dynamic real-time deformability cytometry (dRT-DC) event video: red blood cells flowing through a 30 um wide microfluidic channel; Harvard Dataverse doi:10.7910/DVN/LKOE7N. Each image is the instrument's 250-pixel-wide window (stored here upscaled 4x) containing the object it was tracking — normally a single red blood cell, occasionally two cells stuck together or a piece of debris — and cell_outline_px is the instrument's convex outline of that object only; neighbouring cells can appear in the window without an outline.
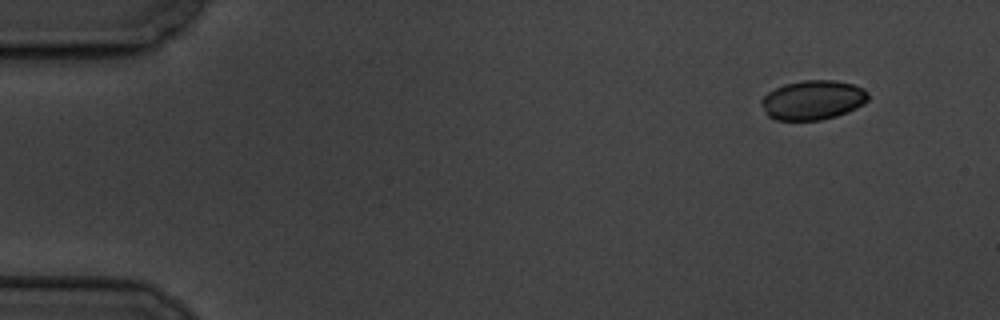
{"species": "common noctule bat (a hibernating species)", "species_latin": "Nyctalus noctula", "temperature_condition": "cold", "stored_images_in_passage": 10, "camera_frame_rate_fps": 3000, "um_per_image_px": 0.085, "animal": {"sex": "male", "body_mass_g": 19.5, "forearm_length_mm": 54.6}, "frame": {"image": 1, "passage_image": 1, "time_ms": 0.0, "image_size_px": [1000, 320], "cell_outline_px": [[868, 100], [864, 104], [848, 112], [836, 116], [820, 120], [776, 120], [768, 116], [760, 104], [760, 100], [768, 92], [784, 84], [804, 80], [836, 80], [856, 84], [864, 88], [868, 92]], "centroid_in_image_um": [69.11, 8.49], "position_along_channel_um": 15.9, "area_um2": 24.8}}
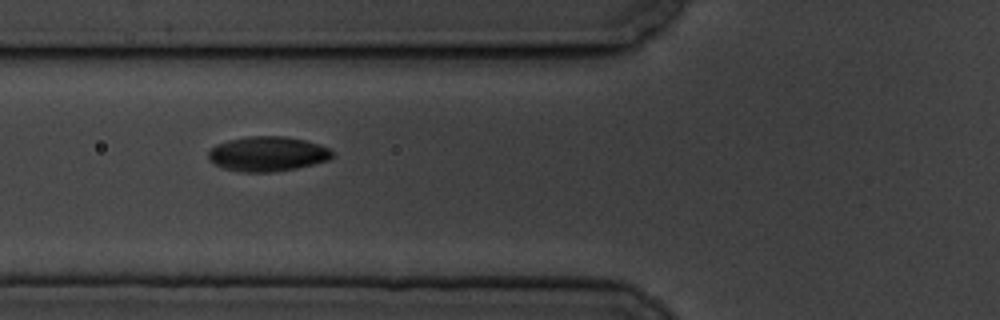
{"frame": {"image": 2, "passage_image": 6, "time_ms": 5.667, "image_size_px": [1000, 320], "cell_outline_px": [[332, 156], [328, 160], [296, 168], [272, 172], [244, 172], [224, 168], [208, 160], [208, 152], [216, 144], [228, 140], [248, 136], [284, 136], [304, 140], [320, 144], [328, 148], [332, 152]], "centroid_in_image_um": [22.72, 13.07], "position_along_channel_um": 103.1, "area_um2": 24.97}}
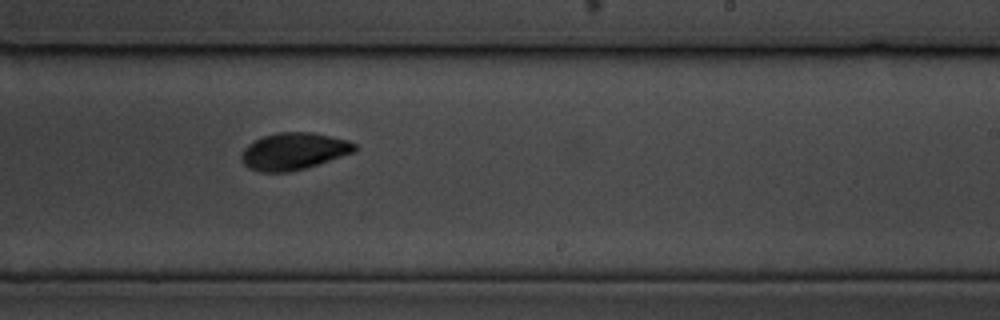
{"frame": {"image": 3, "passage_image": 10, "time_ms": 10.333, "image_size_px": [1000, 320], "cell_outline_px": [[356, 152], [304, 168], [288, 172], [260, 172], [248, 168], [240, 160], [240, 156], [244, 148], [248, 144], [264, 136], [276, 132], [312, 132], [348, 140], [356, 144]], "centroid_in_image_um": [24.95, 12.86], "position_along_channel_um": 264.1, "area_um2": 24.45}}